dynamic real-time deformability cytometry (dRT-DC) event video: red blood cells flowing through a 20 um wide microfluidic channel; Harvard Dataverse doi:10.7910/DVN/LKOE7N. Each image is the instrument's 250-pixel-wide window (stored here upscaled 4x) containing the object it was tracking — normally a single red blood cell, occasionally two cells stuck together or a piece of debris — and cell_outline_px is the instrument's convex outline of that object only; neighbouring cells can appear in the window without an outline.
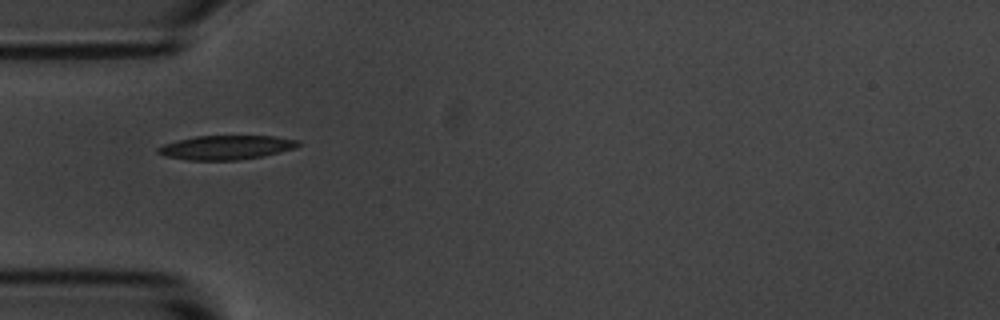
{"species": "common noctule bat (a hibernating species)", "species_latin": "Nyctalus noctula", "temperature_condition": "room temperature", "stored_images_in_passage": 15, "camera_frame_rate_fps": 3000, "um_per_image_px": 0.085, "animal": {"sex": "male", "body_mass_g": 20.1, "forearm_length_mm": 53.5}, "frame": {"image": 1, "passage_image": 5, "time_ms": 5.333, "image_size_px": [1000, 320], "cell_outline_px": [[300, 144], [296, 148], [264, 156], [240, 160], [188, 160], [164, 156], [156, 152], [156, 148], [164, 144], [196, 136], [276, 136], [300, 140]], "centroid_in_image_um": [19.25, 12.54], "position_along_channel_um": 65.7, "area_um2": 19.83}}
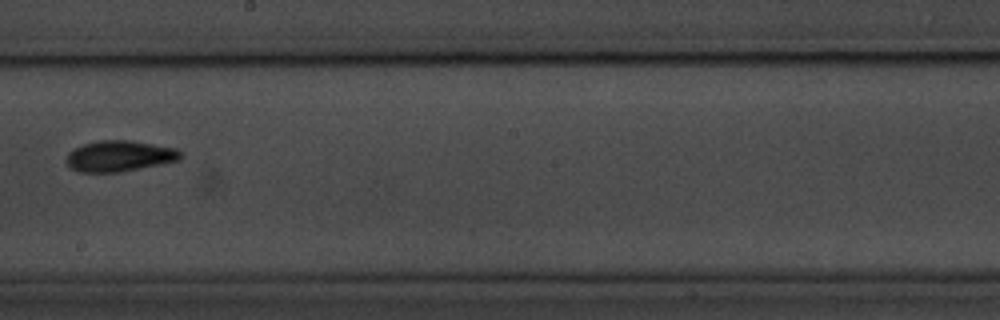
{"frame": {"image": 2, "passage_image": 9, "time_ms": 10.0, "image_size_px": [1000, 320], "cell_outline_px": [[184, 156], [180, 160], [160, 164], [116, 172], [80, 172], [72, 168], [64, 160], [68, 152], [84, 144], [100, 140], [132, 140], [176, 148], [184, 152]], "centroid_in_image_um": [10.19, 13.25], "position_along_channel_um": 238.0, "area_um2": 20.58}}
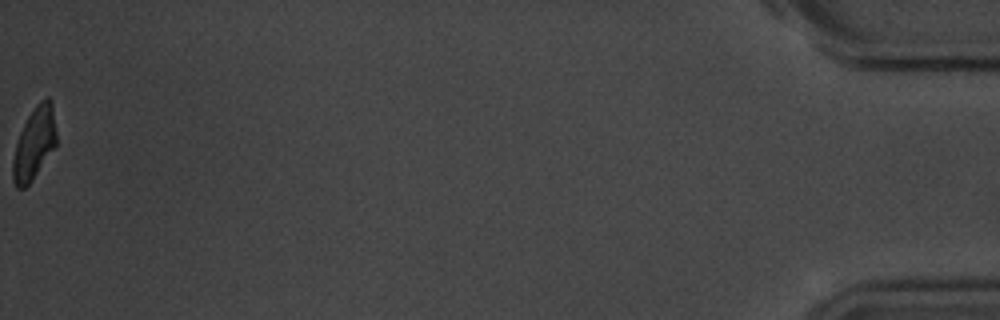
{"frame": {"image": 3, "passage_image": 15, "time_ms": 18.0, "image_size_px": [1000, 320], "cell_outline_px": [[56, 144], [32, 180], [24, 188], [16, 188], [12, 180], [12, 160], [16, 144], [20, 132], [28, 116], [36, 104], [40, 100], [48, 96], [52, 100], [56, 132]], "centroid_in_image_um": [2.9, 12.17], "position_along_channel_um": 432.3, "area_um2": 18.21}, "authors_computed_cell_mechanics": {"area_um2": 19.7676, "velocity_mm_per_s": 3.689, "shape_relaxation_time_tau1_ms": 3.0318, "shape_relaxation_time_tau2_ms": 2.7421, "deformation_change_tau1": 0.1317, "deformation_change_tau2": 0.0813}}